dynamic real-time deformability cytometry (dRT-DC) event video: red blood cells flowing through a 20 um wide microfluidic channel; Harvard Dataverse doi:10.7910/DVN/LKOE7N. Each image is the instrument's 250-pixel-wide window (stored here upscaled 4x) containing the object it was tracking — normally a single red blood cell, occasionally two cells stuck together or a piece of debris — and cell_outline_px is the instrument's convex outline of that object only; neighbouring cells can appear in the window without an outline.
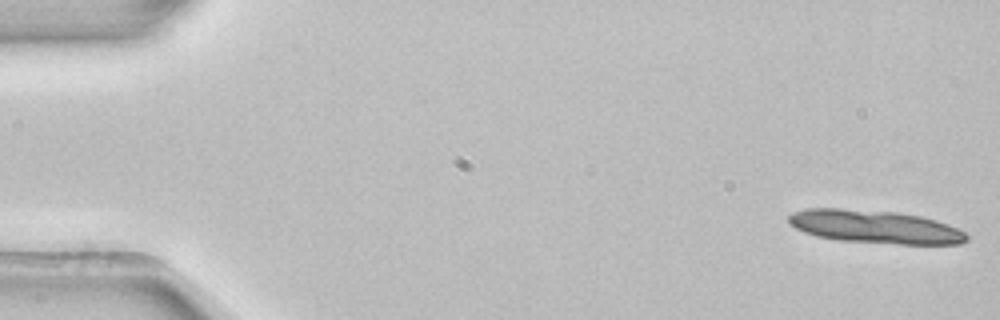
{"species": "common noctule bat (a hibernating species)", "species_latin": "Nyctalus noctula", "temperature_condition": "room temperature", "stored_images_in_passage": 4, "camera_frame_rate_fps": 3000, "um_per_image_px": 0.085, "animal": {"sex": "female", "body_mass_g": 22.7, "forearm_length_mm": 54.2}, "frame": {"image": 1, "passage_image": 1, "time_ms": 0.0, "image_size_px": [1000, 320], "cell_outline_px": [[968, 240], [960, 244], [900, 244], [840, 240], [816, 236], [804, 232], [788, 224], [788, 216], [792, 212], [804, 208], [840, 208], [900, 212], [920, 216], [936, 220], [948, 224], [964, 232], [968, 236]], "centroid_in_image_um": [74.35, 19.26], "position_along_channel_um": 10.7, "area_um2": 34.56}}
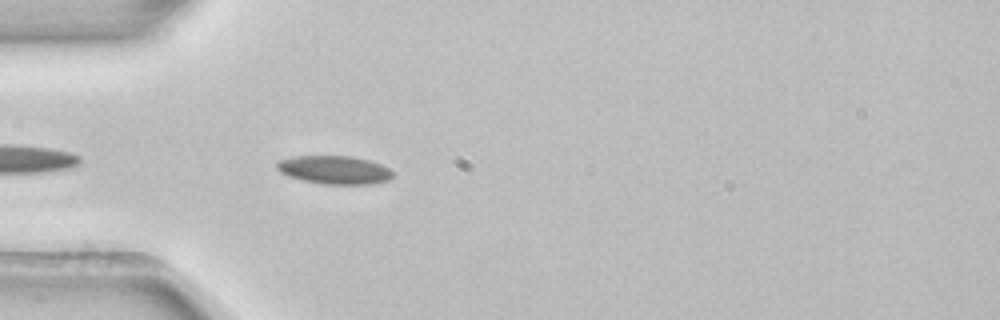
{"frame": {"image": 2, "passage_image": 4, "time_ms": 1.0, "image_size_px": [1000, 320], "cell_outline_px": [[392, 180], [372, 184], [320, 184], [288, 176], [280, 172], [276, 168], [276, 160], [292, 156], [352, 156], [368, 160], [380, 164], [388, 168], [392, 172]], "centroid_in_image_um": [28.4, 14.44], "position_along_channel_um": 56.6, "area_um2": 19.31}}